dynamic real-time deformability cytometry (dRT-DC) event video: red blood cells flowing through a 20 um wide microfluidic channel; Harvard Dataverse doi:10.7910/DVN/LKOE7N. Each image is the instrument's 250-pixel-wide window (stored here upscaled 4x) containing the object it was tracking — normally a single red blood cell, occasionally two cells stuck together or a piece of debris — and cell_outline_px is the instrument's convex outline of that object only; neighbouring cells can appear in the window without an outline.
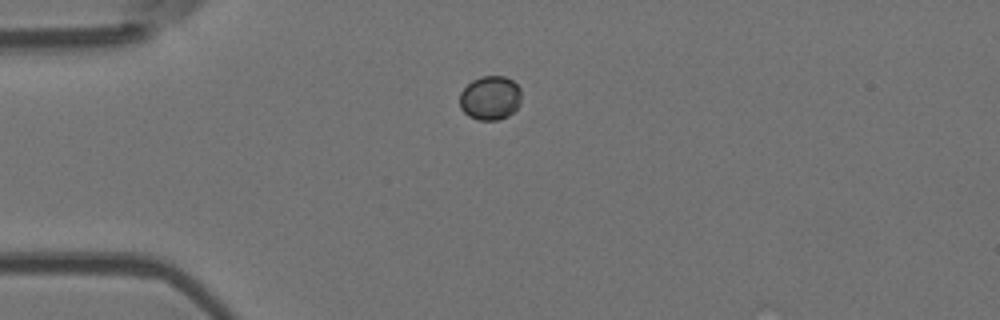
{"species": "Egyptian fruit bat (a non-hibernating species)", "species_latin": "Rousettus aegyptiacus", "temperature_condition": "room temperature", "stored_images_in_passage": 41, "camera_frame_rate_fps": 3000, "um_per_image_px": 0.085, "animal": {"sex": "female"}, "frame": {"image": 1, "passage_image": 1, "time_ms": 0.0, "image_size_px": [1000, 320], "cell_outline_px": [[520, 104], [508, 116], [500, 120], [476, 120], [468, 116], [460, 108], [460, 92], [472, 80], [480, 76], [504, 76], [512, 80], [520, 88]], "centroid_in_image_um": [41.65, 8.33], "position_along_channel_um": 43.3, "area_um2": 15.95}}
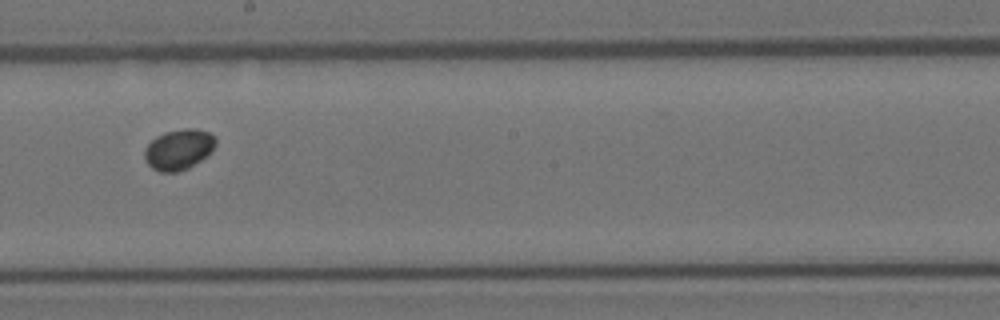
{"frame": {"image": 2, "passage_image": 18, "time_ms": 5.667, "image_size_px": [1000, 320], "cell_outline_px": [[216, 144], [212, 152], [188, 168], [176, 172], [160, 172], [152, 168], [144, 160], [144, 148], [156, 136], [164, 132], [184, 128], [196, 128], [208, 132], [216, 136]], "centroid_in_image_um": [15.19, 12.69], "position_along_channel_um": 233.0, "area_um2": 16.99}}
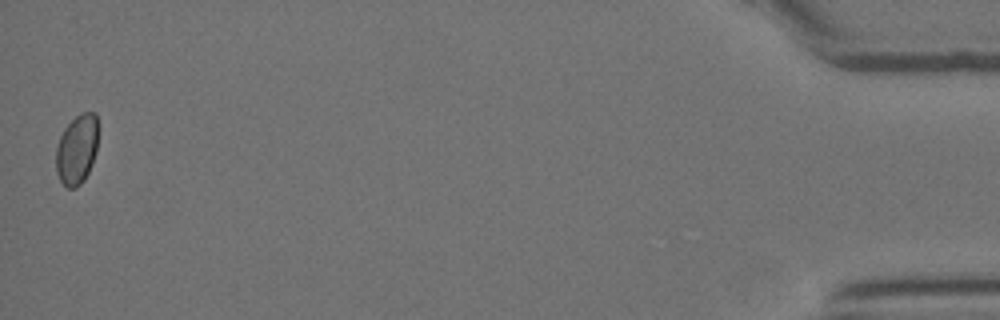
{"frame": {"image": 3, "passage_image": 41, "time_ms": 13.333, "image_size_px": [1000, 320], "cell_outline_px": [[96, 152], [92, 164], [84, 180], [76, 188], [68, 188], [60, 180], [56, 172], [56, 148], [60, 136], [64, 128], [80, 112], [96, 112]], "centroid_in_image_um": [6.51, 12.71], "position_along_channel_um": 428.7, "area_um2": 16.99}}